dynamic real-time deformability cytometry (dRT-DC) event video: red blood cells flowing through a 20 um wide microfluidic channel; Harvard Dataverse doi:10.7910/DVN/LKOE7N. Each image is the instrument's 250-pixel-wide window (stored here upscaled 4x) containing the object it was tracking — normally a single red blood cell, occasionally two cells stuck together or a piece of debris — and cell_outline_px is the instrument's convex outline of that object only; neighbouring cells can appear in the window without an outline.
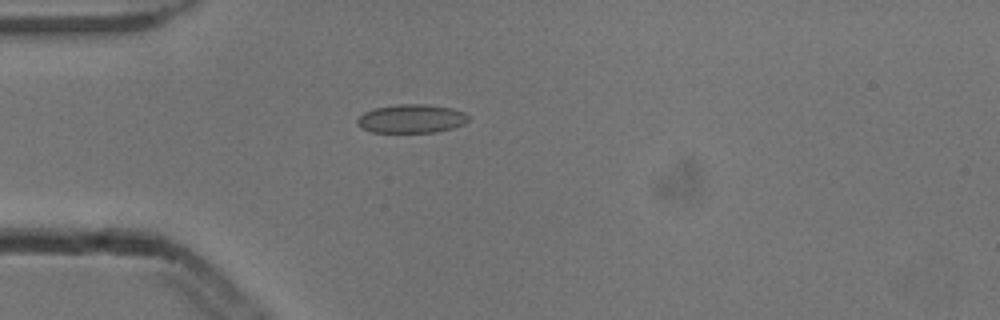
{"species": "common noctule bat (a hibernating species)", "species_latin": "Nyctalus noctula", "temperature_condition": "cold", "stored_images_in_passage": 6, "camera_frame_rate_fps": 3000, "um_per_image_px": 0.085, "animal": {"sex": "male", "body_mass_g": 13.3}, "frame": {"image": 1, "passage_image": 6, "time_ms": 1.667, "image_size_px": [1000, 320], "cell_outline_px": [[468, 120], [464, 124], [452, 128], [436, 132], [372, 132], [360, 128], [356, 124], [356, 120], [364, 112], [376, 108], [396, 104], [428, 104], [452, 108], [464, 112], [468, 116]], "centroid_in_image_um": [34.96, 10.09], "position_along_channel_um": 50.0, "area_um2": 18.61}}